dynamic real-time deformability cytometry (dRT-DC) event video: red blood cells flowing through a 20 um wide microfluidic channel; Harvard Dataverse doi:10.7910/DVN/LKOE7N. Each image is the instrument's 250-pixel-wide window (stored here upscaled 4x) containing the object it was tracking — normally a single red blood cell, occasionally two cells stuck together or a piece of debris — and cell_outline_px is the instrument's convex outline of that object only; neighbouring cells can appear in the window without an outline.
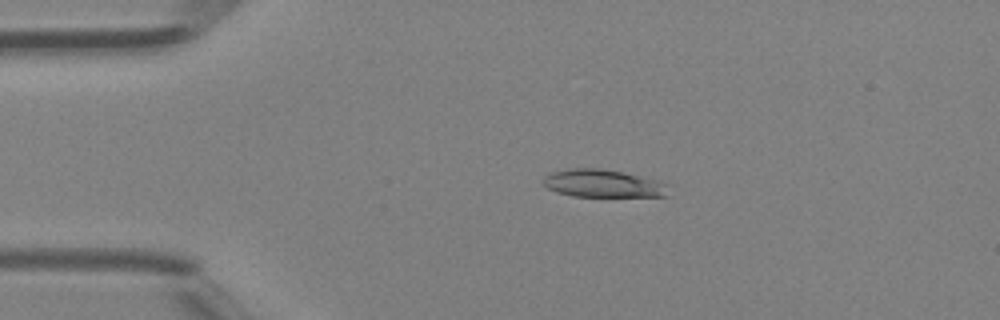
{"species": "Egyptian fruit bat (a non-hibernating species)", "species_latin": "Rousettus aegyptiacus", "temperature_condition": "room temperature", "stored_images_in_passage": 46, "camera_frame_rate_fps": 3000, "um_per_image_px": 0.085, "animal": {"sex": "female"}, "frame": {"image": 1, "passage_image": 9, "time_ms": 2.667, "image_size_px": [1000, 320], "cell_outline_px": [[668, 196], [572, 196], [556, 192], [540, 184], [540, 180], [544, 176], [552, 172], [572, 168], [600, 168], [620, 172], [656, 180], [664, 184]], "centroid_in_image_um": [51.12, 15.59], "position_along_channel_um": 33.9, "area_um2": 20.0}}
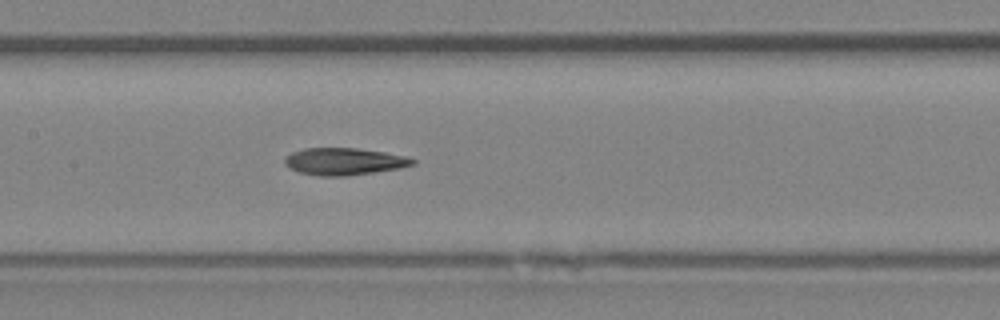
{"frame": {"image": 2, "passage_image": 22, "time_ms": 7.0, "image_size_px": [1000, 320], "cell_outline_px": [[416, 164], [400, 168], [344, 176], [320, 176], [300, 172], [284, 164], [284, 156], [292, 152], [304, 148], [356, 148], [384, 152], [404, 156], [416, 160]], "centroid_in_image_um": [29.24, 13.71], "position_along_channel_um": 178.2, "area_um2": 20.06}}
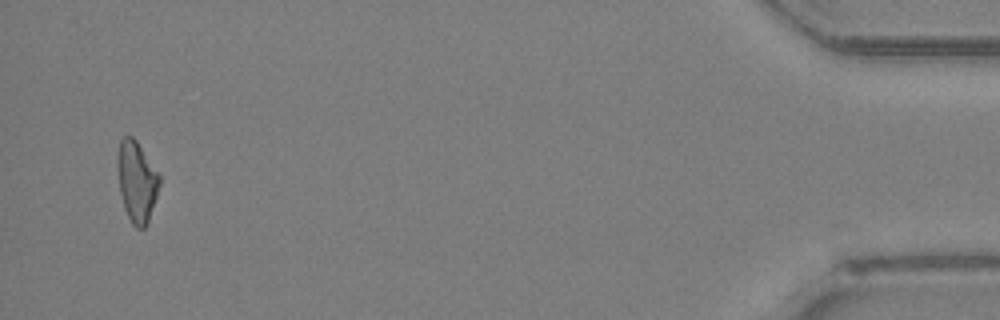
{"frame": {"image": 3, "passage_image": 45, "time_ms": 14.667, "image_size_px": [1000, 320], "cell_outline_px": [[160, 184], [148, 224], [144, 228], [136, 228], [132, 224], [124, 208], [120, 192], [116, 164], [120, 140], [124, 136], [132, 136], [136, 140], [160, 176]], "centroid_in_image_um": [11.61, 15.44], "position_along_channel_um": 423.6, "area_um2": 19.71}, "authors_computed_cell_mechanics": {"area_um2": 20.0855, "velocity_mm_per_s": 4.3317, "shape_relaxation_time_tau1_ms": 8.1201, "shape_relaxation_time_tau2_ms": 3.026, "deformation_change_tau1": 0.2128, "deformation_change_tau2": 0.1244}}